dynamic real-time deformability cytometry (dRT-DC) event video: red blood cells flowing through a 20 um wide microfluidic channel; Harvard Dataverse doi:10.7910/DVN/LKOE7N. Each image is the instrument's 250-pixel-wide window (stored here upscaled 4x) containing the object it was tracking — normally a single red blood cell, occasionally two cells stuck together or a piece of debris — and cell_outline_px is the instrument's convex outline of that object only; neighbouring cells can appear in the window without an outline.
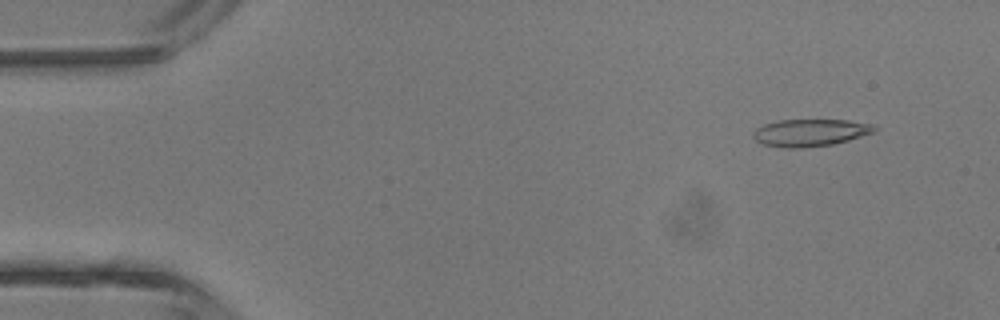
{"species": "common noctule bat (a hibernating species)", "species_latin": "Nyctalus noctula", "temperature_condition": "room temperature", "stored_images_in_passage": 4, "camera_frame_rate_fps": 3000, "um_per_image_px": 0.085, "animal": {"sex": "male", "body_mass_g": 13.3}, "frame": {"image": 1, "passage_image": 1, "time_ms": 0.0, "image_size_px": [1000, 320], "cell_outline_px": [[876, 132], [848, 140], [832, 144], [800, 148], [784, 148], [764, 144], [756, 140], [752, 136], [752, 132], [756, 128], [764, 124], [776, 120], [848, 120], [872, 124], [876, 128]], "centroid_in_image_um": [68.85, 11.27], "position_along_channel_um": 16.2, "area_um2": 19.25}}
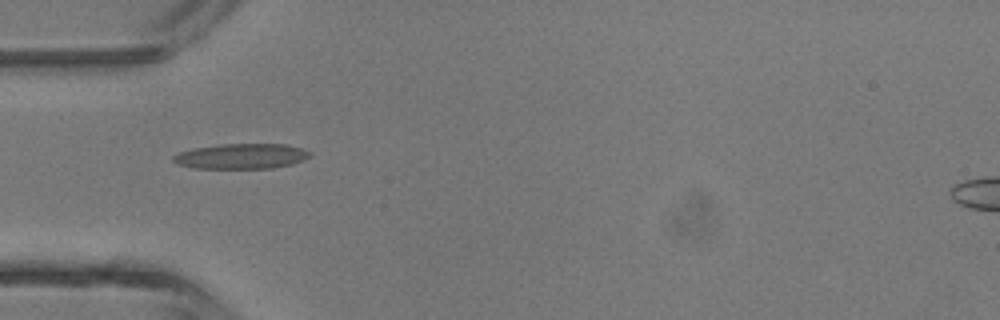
{"frame": {"image": 2, "passage_image": 4, "time_ms": 3.333, "image_size_px": [1000, 320], "cell_outline_px": [[312, 156], [304, 160], [292, 164], [272, 168], [192, 168], [180, 164], [172, 160], [172, 156], [180, 152], [196, 148], [224, 144], [288, 144], [312, 152]], "centroid_in_image_um": [20.57, 13.28], "position_along_channel_um": 64.4, "area_um2": 20.0}}